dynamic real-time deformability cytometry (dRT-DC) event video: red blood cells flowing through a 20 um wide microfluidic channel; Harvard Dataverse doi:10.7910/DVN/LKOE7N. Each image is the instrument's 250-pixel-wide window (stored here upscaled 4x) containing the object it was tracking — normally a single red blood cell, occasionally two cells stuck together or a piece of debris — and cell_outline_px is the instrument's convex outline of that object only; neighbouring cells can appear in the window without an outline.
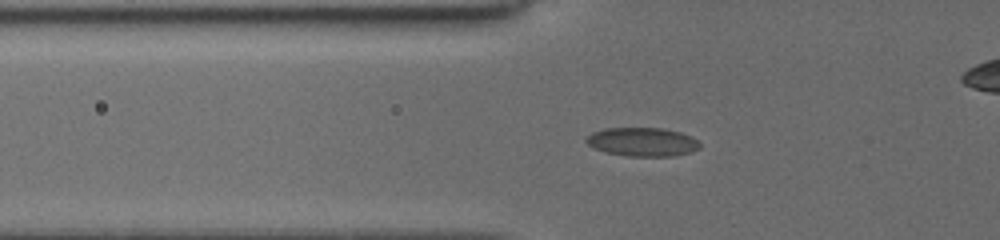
{"species": "common noctule bat (a hibernating species)", "species_latin": "Nyctalus noctula", "temperature_condition": "cold", "stored_images_in_passage": 44, "camera_frame_rate_fps": 3000, "um_per_image_px": 0.085, "animal": {"sex": "female", "body_mass_g": 19.5, "forearm_length_mm": 54.1}, "frame": {"image": 1, "passage_image": 14, "time_ms": 4.667, "image_size_px": [1000, 240], "cell_outline_px": [[700, 148], [688, 152], [672, 156], [628, 156], [604, 152], [588, 144], [584, 140], [592, 132], [604, 128], [664, 128], [680, 132], [692, 136], [700, 144]], "centroid_in_image_um": [54.59, 12.05], "position_along_channel_um": 71.2, "area_um2": 18.96}}
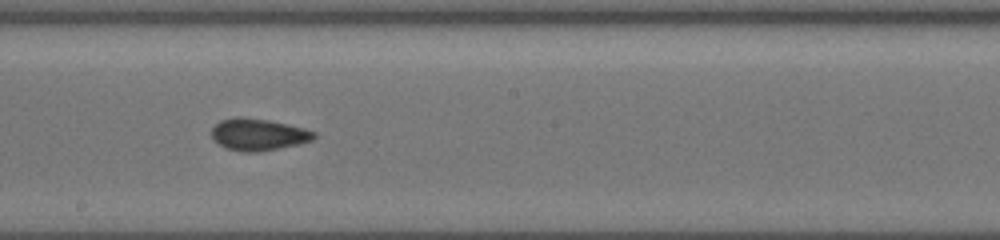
{"frame": {"image": 2, "passage_image": 25, "time_ms": 8.667, "image_size_px": [1000, 240], "cell_outline_px": [[316, 136], [312, 140], [300, 144], [260, 152], [244, 152], [228, 148], [212, 140], [212, 128], [220, 120], [236, 116], [240, 116], [268, 120], [288, 124], [304, 128], [316, 132]], "centroid_in_image_um": [21.96, 11.43], "position_along_channel_um": 226.2, "area_um2": 19.13}}
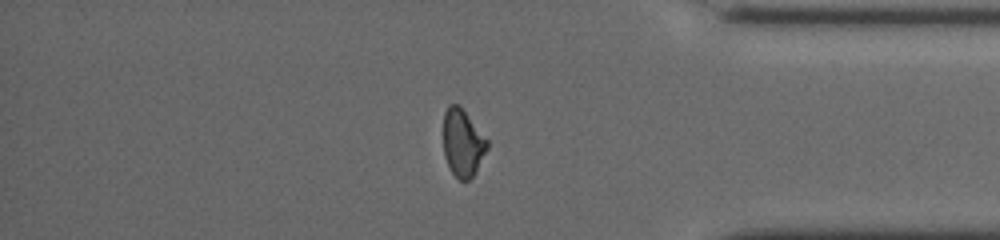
{"frame": {"image": 3, "passage_image": 36, "time_ms": 13.333, "image_size_px": [1000, 240], "cell_outline_px": [[488, 148], [476, 172], [468, 180], [460, 180], [452, 172], [444, 156], [444, 112], [448, 104], [460, 104], [488, 140]], "centroid_in_image_um": [39.34, 12.11], "position_along_channel_um": 395.9, "area_um2": 17.28}, "authors_computed_cell_mechanics": {"area_um2": 18.4382, "velocity_mm_per_s": 3.9472, "shape_relaxation_time_tau1_ms": 7.7225, "shape_relaxation_time_tau2_ms": 2.3744, "deformation_change_tau1": 0.1575, "deformation_change_tau2": 0.066}}